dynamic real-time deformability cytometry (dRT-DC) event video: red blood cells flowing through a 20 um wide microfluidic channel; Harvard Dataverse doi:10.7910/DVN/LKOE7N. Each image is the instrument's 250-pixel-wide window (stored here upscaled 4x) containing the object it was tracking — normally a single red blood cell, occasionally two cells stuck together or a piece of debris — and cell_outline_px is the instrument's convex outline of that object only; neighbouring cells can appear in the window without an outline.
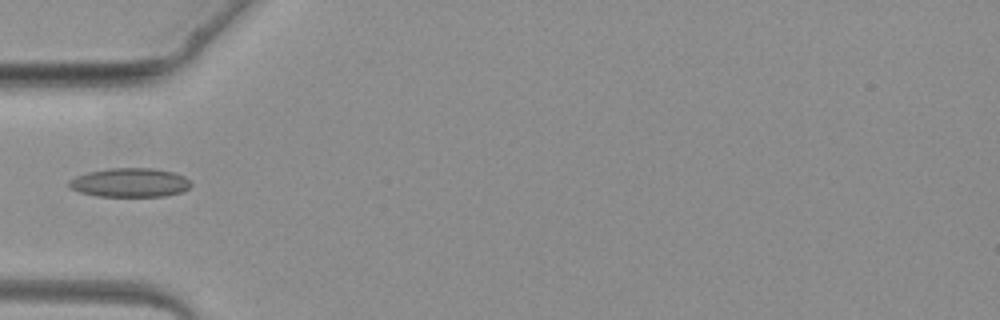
{"species": "common noctule bat (a hibernating species)", "species_latin": "Nyctalus noctula", "temperature_condition": "warm", "stored_images_in_passage": 4, "camera_frame_rate_fps": 3000, "um_per_image_px": 0.085, "animal": {"sex": "female", "body_mass_g": 19.3, "forearm_length_mm": 54.1}, "frame": {"image": 1, "passage_image": 4, "time_ms": 4.333, "image_size_px": [1000, 320], "cell_outline_px": [[192, 184], [188, 188], [180, 192], [164, 196], [96, 196], [80, 192], [72, 188], [68, 184], [68, 180], [76, 176], [88, 172], [108, 168], [152, 168], [172, 172], [184, 176]], "centroid_in_image_um": [11.02, 15.51], "position_along_channel_um": 74.0, "area_um2": 20.46}}